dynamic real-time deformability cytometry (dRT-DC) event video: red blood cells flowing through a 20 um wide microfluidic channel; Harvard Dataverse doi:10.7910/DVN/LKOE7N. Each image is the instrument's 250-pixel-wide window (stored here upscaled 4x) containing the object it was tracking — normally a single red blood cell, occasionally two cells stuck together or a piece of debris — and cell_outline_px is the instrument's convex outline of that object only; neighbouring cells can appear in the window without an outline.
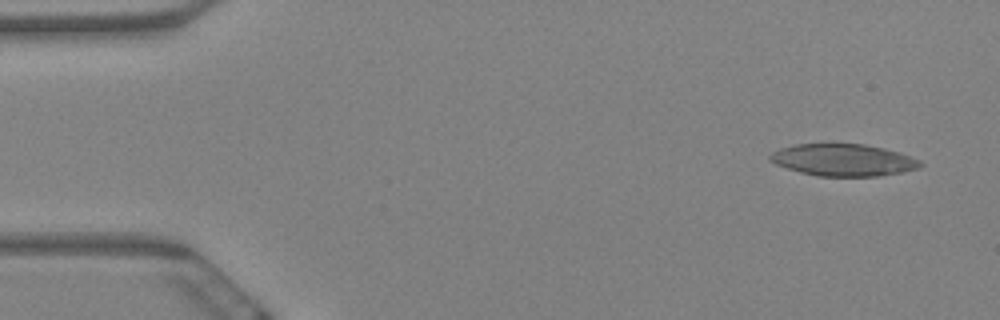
{"species": "Egyptian fruit bat (a non-hibernating species)", "species_latin": "Rousettus aegyptiacus", "temperature_condition": "warm", "stored_images_in_passage": 5, "camera_frame_rate_fps": 3000, "um_per_image_px": 0.085, "animal": {"sex": "female"}, "frame": {"image": 1, "passage_image": 1, "time_ms": 0.0, "image_size_px": [1000, 320], "cell_outline_px": [[924, 164], [916, 168], [900, 172], [876, 176], [820, 176], [800, 172], [776, 164], [768, 160], [768, 156], [772, 152], [780, 148], [796, 144], [864, 144], [884, 148], [900, 152], [920, 160]], "centroid_in_image_um": [71.66, 13.59], "position_along_channel_um": 13.3, "area_um2": 27.86}}
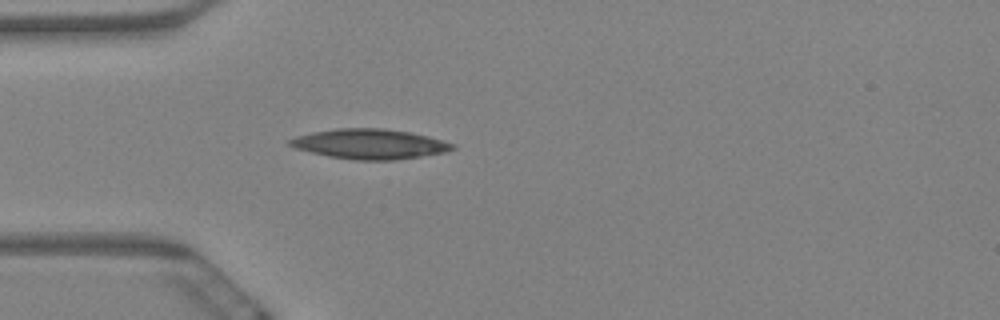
{"frame": {"image": 2, "passage_image": 5, "time_ms": 1.333, "image_size_px": [1000, 320], "cell_outline_px": [[456, 148], [444, 152], [420, 156], [392, 160], [356, 160], [328, 156], [296, 148], [288, 144], [288, 140], [296, 136], [312, 132], [336, 128], [384, 128], [408, 132], [428, 136], [456, 144]], "centroid_in_image_um": [31.43, 12.23], "position_along_channel_um": 53.6, "area_um2": 28.21}}